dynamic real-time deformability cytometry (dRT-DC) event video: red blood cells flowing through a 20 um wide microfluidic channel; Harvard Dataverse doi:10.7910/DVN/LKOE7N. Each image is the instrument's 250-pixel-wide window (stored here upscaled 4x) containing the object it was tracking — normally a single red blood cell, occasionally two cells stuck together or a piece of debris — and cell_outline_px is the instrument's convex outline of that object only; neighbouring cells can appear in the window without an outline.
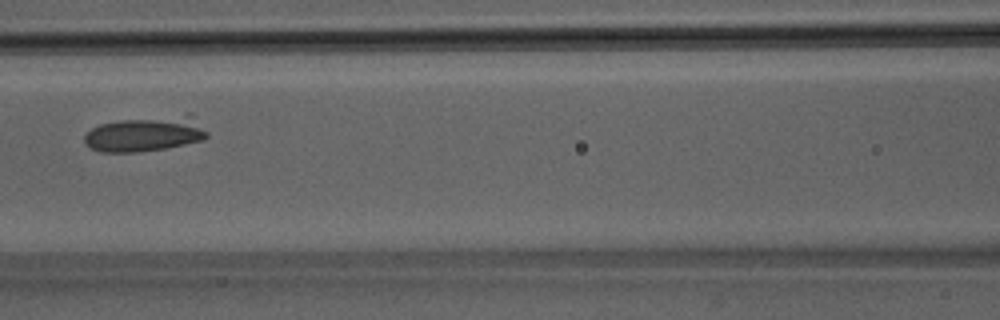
{"species": "Egyptian fruit bat (a non-hibernating species)", "species_latin": "Rousettus aegyptiacus", "temperature_condition": "room temperature", "stored_images_in_passage": 8, "camera_frame_rate_fps": 3000, "um_per_image_px": 0.085, "animal": {"sex": "male"}, "frame": {"image": 1, "passage_image": 5, "time_ms": 1.333, "image_size_px": [1000, 320], "cell_outline_px": [[208, 136], [204, 140], [164, 148], [136, 152], [100, 152], [88, 148], [84, 144], [84, 136], [92, 128], [100, 124], [120, 120], [188, 112], [192, 112], [208, 132]], "centroid_in_image_um": [12.4, 11.34], "position_along_channel_um": 154.2, "area_um2": 25.84}}